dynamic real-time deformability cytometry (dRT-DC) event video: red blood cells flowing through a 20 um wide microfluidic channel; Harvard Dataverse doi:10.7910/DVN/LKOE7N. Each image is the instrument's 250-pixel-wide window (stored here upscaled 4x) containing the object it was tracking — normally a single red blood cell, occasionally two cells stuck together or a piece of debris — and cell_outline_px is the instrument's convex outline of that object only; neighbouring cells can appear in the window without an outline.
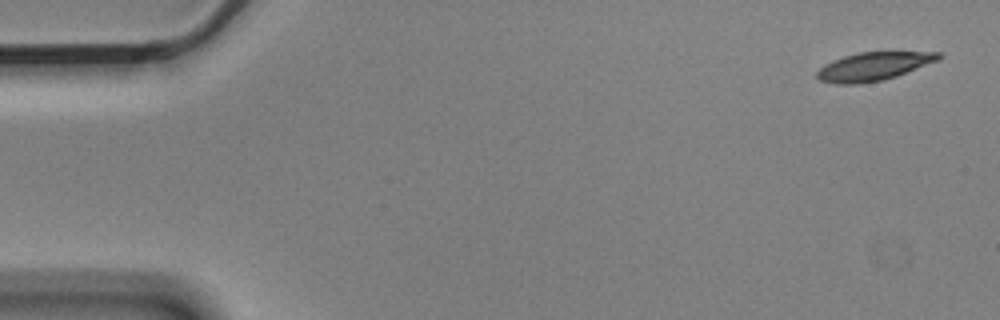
{"species": "Egyptian fruit bat (a non-hibernating species)", "species_latin": "Rousettus aegyptiacus", "temperature_condition": "cold", "stored_images_in_passage": 5, "camera_frame_rate_fps": 3000, "um_per_image_px": 0.085, "animal": {"sex": "male"}, "frame": {"image": 1, "passage_image": 1, "time_ms": 0.0, "image_size_px": [1000, 320], "cell_outline_px": [[944, 56], [940, 60], [896, 76], [884, 80], [860, 84], [832, 84], [820, 80], [816, 76], [816, 72], [824, 64], [832, 60], [844, 56], [860, 52], [940, 52]], "centroid_in_image_um": [74.25, 5.65], "position_along_channel_um": 10.7, "area_um2": 20.23}}
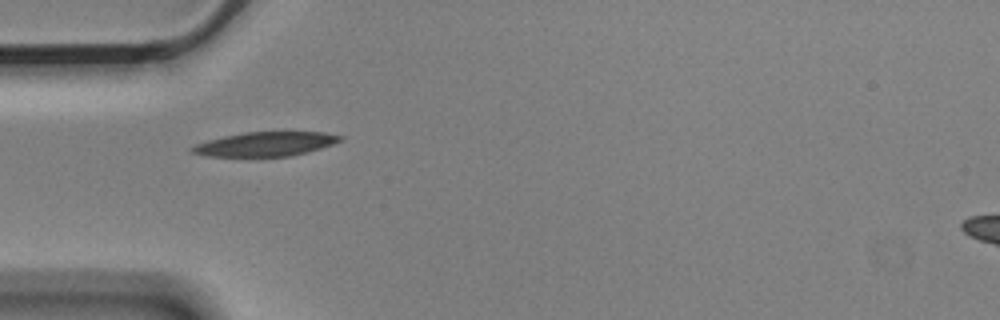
{"frame": {"image": 2, "passage_image": 5, "time_ms": 1.333, "image_size_px": [1000, 320], "cell_outline_px": [[344, 140], [320, 148], [288, 156], [204, 156], [188, 152], [188, 148], [196, 144], [208, 140], [224, 136], [244, 132], [324, 132], [344, 136]], "centroid_in_image_um": [22.52, 12.24], "position_along_channel_um": 62.5, "area_um2": 20.87}}